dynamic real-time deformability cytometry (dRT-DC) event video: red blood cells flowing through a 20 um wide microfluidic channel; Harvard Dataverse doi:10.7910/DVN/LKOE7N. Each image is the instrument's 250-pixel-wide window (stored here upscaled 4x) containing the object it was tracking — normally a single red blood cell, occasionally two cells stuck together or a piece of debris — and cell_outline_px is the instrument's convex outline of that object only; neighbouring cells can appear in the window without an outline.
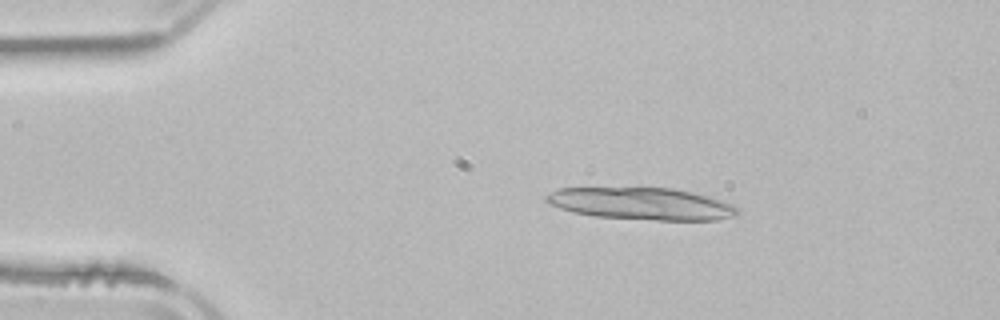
{"species": "common noctule bat (a hibernating species)", "species_latin": "Nyctalus noctula", "temperature_condition": "room temperature", "stored_images_in_passage": 3, "camera_frame_rate_fps": 3000, "um_per_image_px": 0.085, "animal": {"sex": "male", "body_mass_g": 21.5, "forearm_length_mm": 52.0}, "frame": {"image": 1, "passage_image": 1, "time_ms": 0.0, "image_size_px": [1000, 320], "cell_outline_px": [[740, 212], [736, 216], [716, 220], [656, 220], [596, 216], [572, 212], [560, 208], [544, 200], [544, 196], [560, 188], [672, 188], [692, 192], [708, 196], [732, 204]], "centroid_in_image_um": [54.55, 17.32], "position_along_channel_um": 30.4, "area_um2": 35.55}}
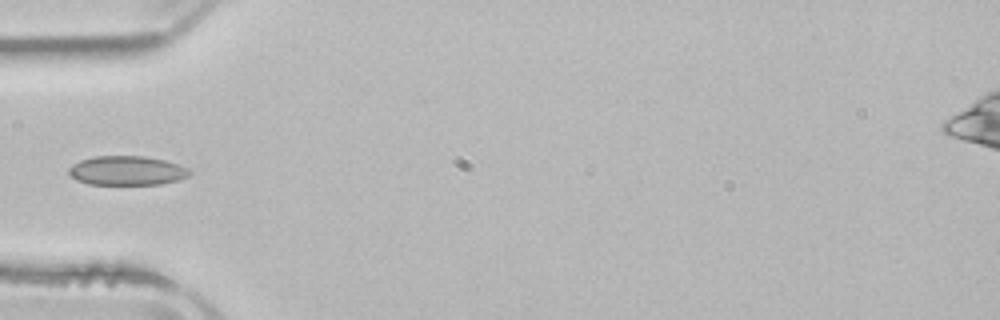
{"frame": {"image": 2, "passage_image": 3, "time_ms": 2.667, "image_size_px": [1000, 320], "cell_outline_px": [[192, 172], [188, 176], [180, 180], [160, 184], [88, 184], [76, 180], [68, 172], [68, 168], [72, 164], [80, 160], [92, 156], [144, 156], [164, 160], [188, 168]], "centroid_in_image_um": [10.77, 14.5], "position_along_channel_um": 74.2, "area_um2": 20.63}}